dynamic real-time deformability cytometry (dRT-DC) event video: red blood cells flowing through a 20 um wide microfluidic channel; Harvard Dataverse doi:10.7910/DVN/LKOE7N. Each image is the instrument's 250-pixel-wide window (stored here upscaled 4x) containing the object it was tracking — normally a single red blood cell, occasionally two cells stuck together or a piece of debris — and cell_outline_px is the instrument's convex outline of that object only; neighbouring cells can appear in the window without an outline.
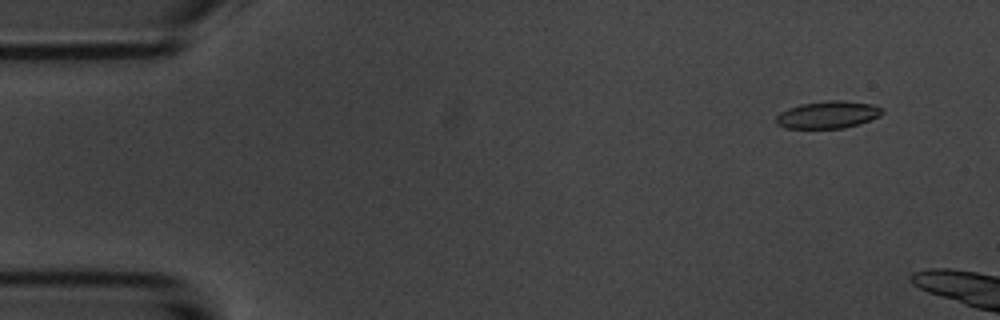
{"species": "common noctule bat (a hibernating species)", "species_latin": "Nyctalus noctula", "temperature_condition": "room temperature", "stored_images_in_passage": 4, "camera_frame_rate_fps": 3000, "um_per_image_px": 0.085, "animal": {"sex": "male", "body_mass_g": 20.1, "forearm_length_mm": 53.5}, "frame": {"image": 1, "passage_image": 2, "time_ms": 1.0, "image_size_px": [1000, 320], "cell_outline_px": [[884, 112], [880, 116], [860, 124], [844, 128], [784, 128], [776, 124], [776, 116], [780, 112], [788, 108], [800, 104], [828, 100], [840, 100], [872, 104], [884, 108]], "centroid_in_image_um": [70.38, 9.75], "position_along_channel_um": 14.6, "area_um2": 17.05}}